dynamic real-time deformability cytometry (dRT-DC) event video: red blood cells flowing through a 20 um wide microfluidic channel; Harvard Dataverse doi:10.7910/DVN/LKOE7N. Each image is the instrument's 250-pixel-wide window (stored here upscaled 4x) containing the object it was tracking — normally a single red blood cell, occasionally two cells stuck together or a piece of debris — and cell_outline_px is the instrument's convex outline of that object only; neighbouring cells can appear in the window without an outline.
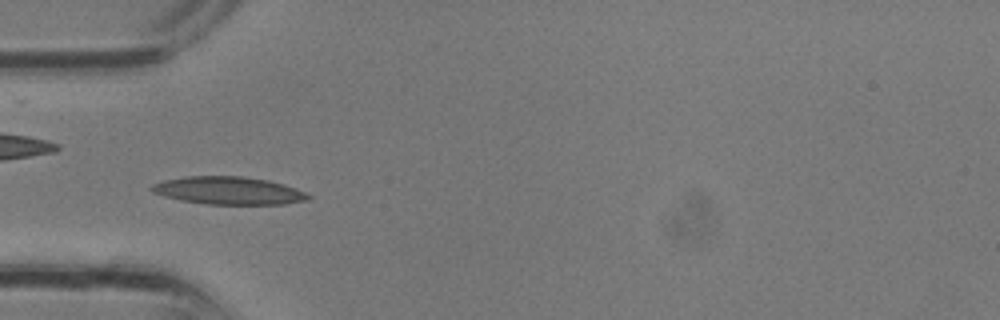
{"species": "common noctule bat (a hibernating species)", "species_latin": "Nyctalus noctula", "temperature_condition": "room temperature", "stored_images_in_passage": 32, "camera_frame_rate_fps": 3000, "um_per_image_px": 0.085, "animal": {"sex": "male", "body_mass_g": 13.3}, "frame": {"image": 1, "passage_image": 10, "time_ms": 3.0, "image_size_px": [1000, 320], "cell_outline_px": [[312, 196], [308, 200], [284, 204], [204, 204], [180, 200], [164, 196], [152, 192], [148, 188], [152, 184], [164, 180], [184, 176], [244, 176], [268, 180], [284, 184], [304, 192]], "centroid_in_image_um": [19.39, 16.2], "position_along_channel_um": 65.6, "area_um2": 25.43}}
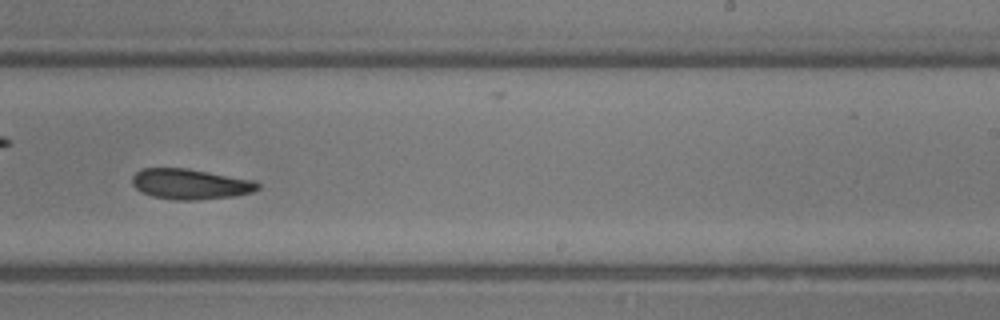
{"frame": {"image": 2, "passage_image": 20, "time_ms": 6.333, "image_size_px": [1000, 320], "cell_outline_px": [[260, 188], [252, 192], [232, 196], [196, 200], [176, 200], [152, 196], [140, 192], [132, 184], [132, 176], [140, 168], [188, 168], [256, 180], [260, 184]], "centroid_in_image_um": [16.17, 15.63], "position_along_channel_um": 272.8, "area_um2": 22.48}}
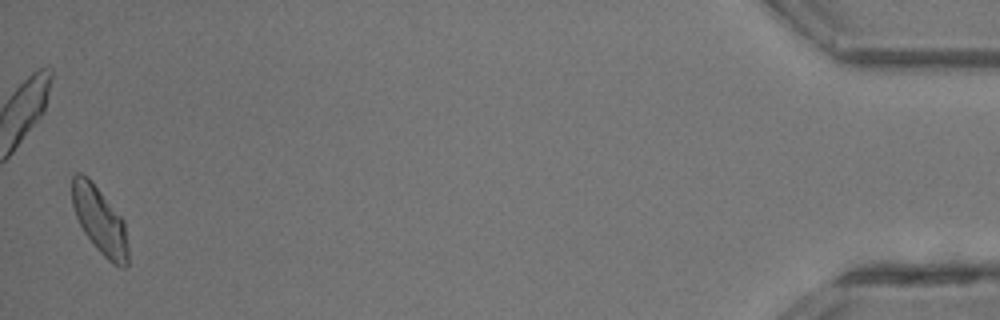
{"frame": {"image": 3, "passage_image": 32, "time_ms": 10.333, "image_size_px": [1000, 320], "cell_outline_px": [[128, 264], [124, 268], [120, 268], [112, 264], [96, 248], [84, 232], [76, 216], [72, 204], [72, 176], [76, 172], [80, 172], [88, 176], [124, 220], [128, 248]], "centroid_in_image_um": [8.48, 18.74], "position_along_channel_um": 426.7, "area_um2": 21.91}}